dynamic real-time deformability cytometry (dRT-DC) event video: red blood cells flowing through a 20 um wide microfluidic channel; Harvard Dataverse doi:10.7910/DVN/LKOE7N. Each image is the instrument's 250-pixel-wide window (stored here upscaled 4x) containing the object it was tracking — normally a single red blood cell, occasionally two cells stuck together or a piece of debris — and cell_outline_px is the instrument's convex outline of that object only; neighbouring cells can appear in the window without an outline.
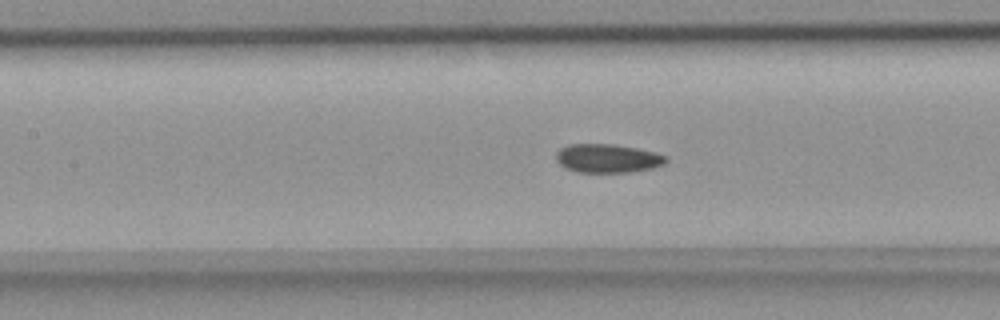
{"species": "common noctule bat (a hibernating species)", "species_latin": "Nyctalus noctula", "temperature_condition": "room temperature", "stored_images_in_passage": 53, "camera_frame_rate_fps": 3000, "um_per_image_px": 0.085, "animal": {"sex": "female", "body_mass_g": 18.4}, "frame": {"image": 1, "passage_image": 23, "time_ms": 7.333, "image_size_px": [1000, 320], "cell_outline_px": [[668, 160], [664, 164], [652, 168], [632, 172], [576, 172], [564, 168], [556, 160], [556, 152], [560, 148], [568, 144], [616, 144], [656, 152], [668, 156]], "centroid_in_image_um": [51.65, 13.46], "position_along_channel_um": 155.8, "area_um2": 18.61}}
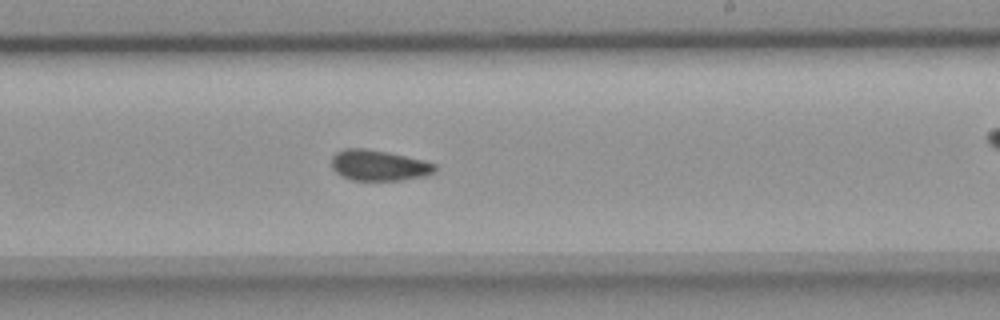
{"frame": {"image": 2, "passage_image": 31, "time_ms": 10.0, "image_size_px": [1000, 320], "cell_outline_px": [[436, 172], [424, 176], [400, 180], [352, 180], [340, 176], [332, 168], [332, 156], [336, 152], [344, 148], [364, 148], [388, 152], [424, 160], [436, 164]], "centroid_in_image_um": [32.19, 14.05], "position_along_channel_um": 256.8, "area_um2": 18.61}}
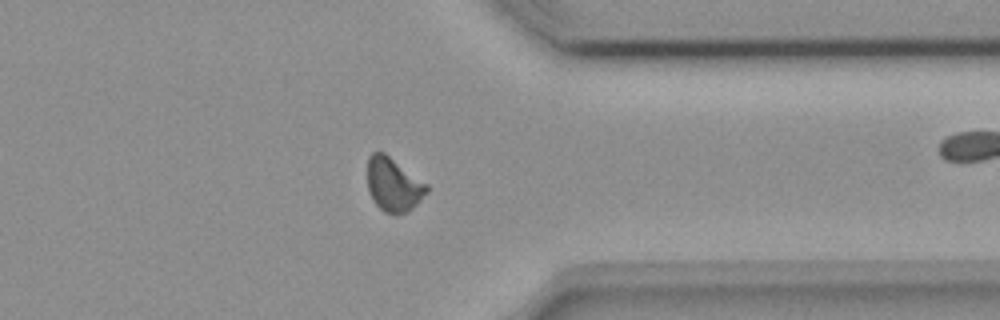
{"frame": {"image": 3, "passage_image": 41, "time_ms": 13.333, "image_size_px": [1000, 320], "cell_outline_px": [[428, 192], [408, 212], [384, 212], [372, 200], [368, 192], [368, 156], [372, 152], [384, 152], [428, 184]], "centroid_in_image_um": [33.44, 15.67], "position_along_channel_um": 378.0, "area_um2": 18.44}, "authors_computed_cell_mechanics": {"area_um2": 18.5538, "velocity_mm_per_s": 3.8073, "shape_relaxation_time_tau1_ms": null, "shape_relaxation_time_tau2_ms": 3.6632, "deformation_change_tau1": null, "deformation_change_tau2": 0.0688}}